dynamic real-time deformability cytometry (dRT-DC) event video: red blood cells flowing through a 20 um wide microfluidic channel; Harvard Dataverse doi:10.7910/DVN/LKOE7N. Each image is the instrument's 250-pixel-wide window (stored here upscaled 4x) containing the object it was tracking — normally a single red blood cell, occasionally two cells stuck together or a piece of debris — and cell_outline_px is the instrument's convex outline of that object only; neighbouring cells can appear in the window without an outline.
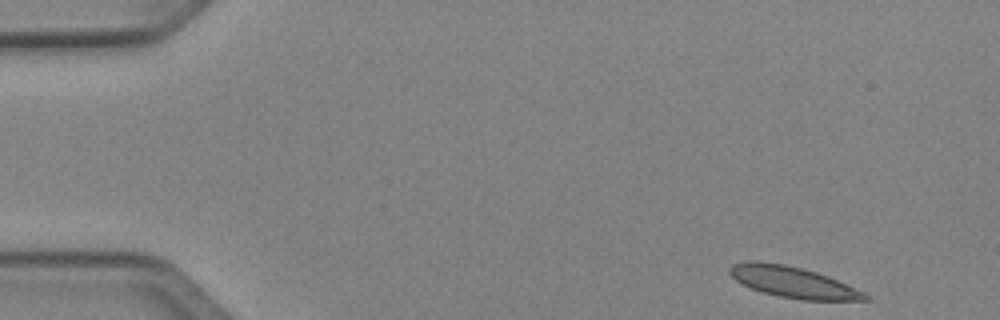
{"species": "Egyptian fruit bat (a non-hibernating species)", "species_latin": "Rousettus aegyptiacus", "temperature_condition": "cold", "stored_images_in_passage": 47, "camera_frame_rate_fps": 3000, "um_per_image_px": 0.085, "animal": {"sex": "female"}, "frame": {"image": 1, "passage_image": 1, "time_ms": 0.0, "image_size_px": [1000, 320], "cell_outline_px": [[872, 300], [804, 300], [780, 296], [764, 292], [740, 284], [728, 272], [728, 268], [732, 264], [748, 260], [756, 260], [784, 264], [816, 272], [828, 276], [864, 292], [872, 296]], "centroid_in_image_um": [67.39, 23.97], "position_along_channel_um": 17.6, "area_um2": 24.51}}
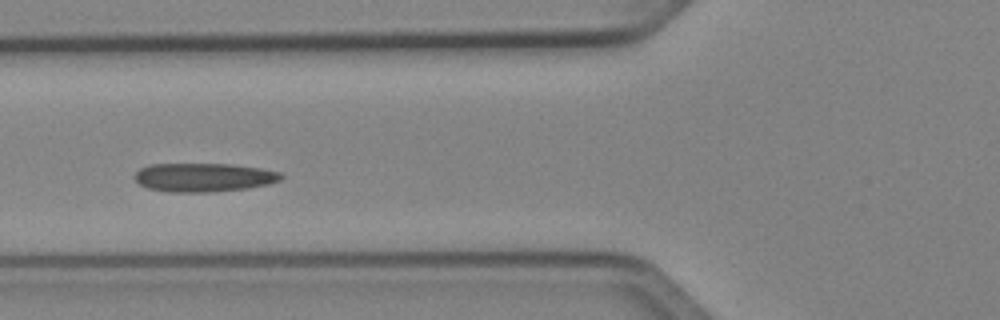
{"frame": {"image": 2, "passage_image": 16, "time_ms": 5.0, "image_size_px": [1000, 320], "cell_outline_px": [[284, 176], [280, 180], [268, 184], [248, 188], [208, 192], [168, 192], [148, 188], [140, 184], [132, 176], [140, 168], [148, 164], [232, 164], [260, 168], [280, 172]], "centroid_in_image_um": [17.29, 15.07], "position_along_channel_um": 108.5, "area_um2": 24.57}}
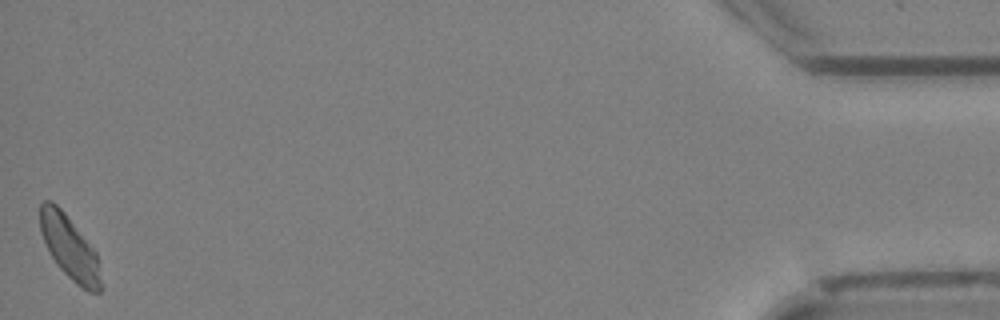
{"frame": {"image": 3, "passage_image": 47, "time_ms": 15.333, "image_size_px": [1000, 320], "cell_outline_px": [[100, 292], [88, 292], [76, 284], [56, 264], [40, 232], [40, 204], [44, 200], [52, 200], [64, 212], [96, 252], [100, 280]], "centroid_in_image_um": [5.88, 21.02], "position_along_channel_um": 429.3, "area_um2": 21.96}, "authors_computed_cell_mechanics": {"area_um2": 23.6402, "velocity_mm_per_s": 3.9862, "shape_relaxation_time_tau1_ms": 8.1401, "shape_relaxation_time_tau2_ms": 2.9261, "deformation_change_tau1": 0.1778, "deformation_change_tau2": 0.0712}}